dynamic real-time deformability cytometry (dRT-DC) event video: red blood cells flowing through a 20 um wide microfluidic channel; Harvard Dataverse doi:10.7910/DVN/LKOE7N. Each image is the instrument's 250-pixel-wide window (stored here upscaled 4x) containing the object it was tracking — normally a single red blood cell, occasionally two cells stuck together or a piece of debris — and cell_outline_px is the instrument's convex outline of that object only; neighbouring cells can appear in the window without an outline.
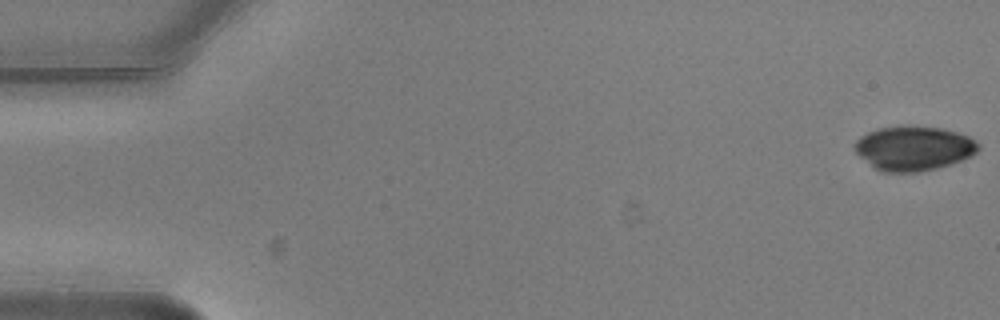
{"species": "common noctule bat (a hibernating species)", "species_latin": "Nyctalus noctula", "temperature_condition": "warm", "stored_images_in_passage": 7, "camera_frame_rate_fps": 3000, "um_per_image_px": 0.085, "animal": {"sex": "male", "body_mass_g": 20.5, "forearm_length_mm": 52.5}, "frame": {"image": 1, "passage_image": 1, "time_ms": 0.0, "image_size_px": [1000, 320], "cell_outline_px": [[980, 148], [976, 152], [960, 160], [936, 168], [920, 172], [884, 172], [876, 168], [860, 156], [856, 152], [852, 144], [860, 136], [876, 128], [900, 124], [912, 124], [940, 128], [956, 132], [968, 136], [976, 140], [980, 144]], "centroid_in_image_um": [77.63, 12.56], "position_along_channel_um": 7.4, "area_um2": 32.31}}